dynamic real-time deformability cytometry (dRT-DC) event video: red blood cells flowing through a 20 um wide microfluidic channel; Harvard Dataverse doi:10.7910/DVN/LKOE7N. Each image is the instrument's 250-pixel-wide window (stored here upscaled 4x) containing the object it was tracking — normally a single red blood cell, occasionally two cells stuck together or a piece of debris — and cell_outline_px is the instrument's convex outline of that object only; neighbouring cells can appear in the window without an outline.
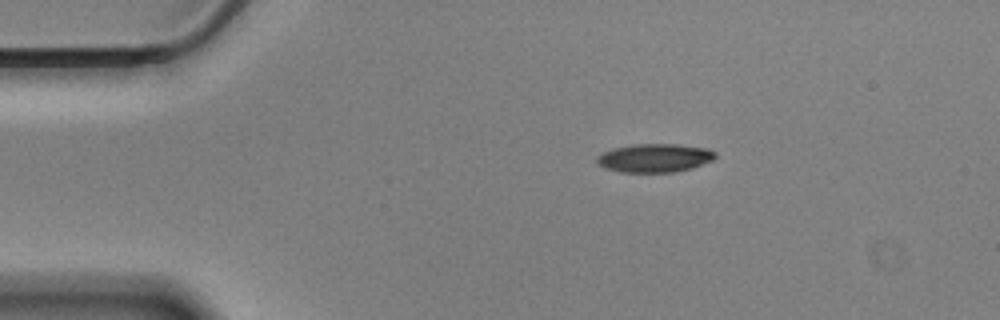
{"species": "Egyptian fruit bat (a non-hibernating species)", "species_latin": "Rousettus aegyptiacus", "temperature_condition": "cold", "stored_images_in_passage": 48, "camera_frame_rate_fps": 3000, "um_per_image_px": 0.085, "animal": {"sex": "male"}, "frame": {"image": 1, "passage_image": 1, "time_ms": 0.0, "image_size_px": [1000, 320], "cell_outline_px": [[716, 156], [712, 160], [692, 168], [676, 172], [620, 172], [604, 168], [596, 160], [596, 156], [612, 148], [632, 144], [676, 144], [708, 148], [716, 152]], "centroid_in_image_um": [55.64, 13.42], "position_along_channel_um": 29.4, "area_um2": 19.77}}
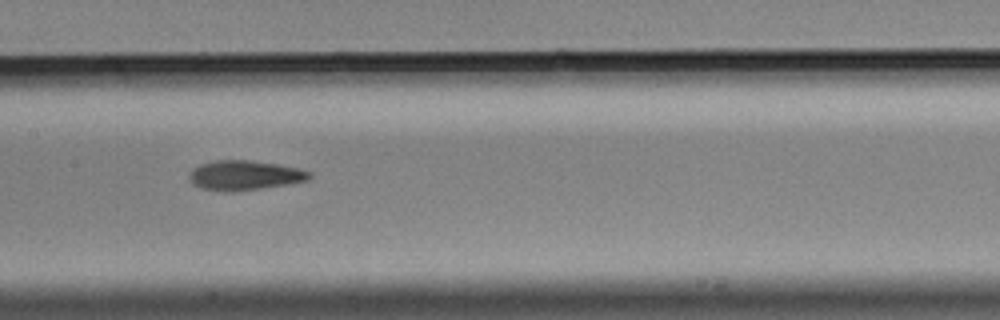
{"frame": {"image": 2, "passage_image": 19, "time_ms": 6.0, "image_size_px": [1000, 320], "cell_outline_px": [[312, 176], [308, 180], [288, 184], [232, 192], [224, 192], [200, 188], [192, 184], [188, 176], [192, 168], [200, 164], [216, 160], [252, 160], [280, 164], [312, 172]], "centroid_in_image_um": [20.76, 14.9], "position_along_channel_um": 186.6, "area_um2": 20.98}}
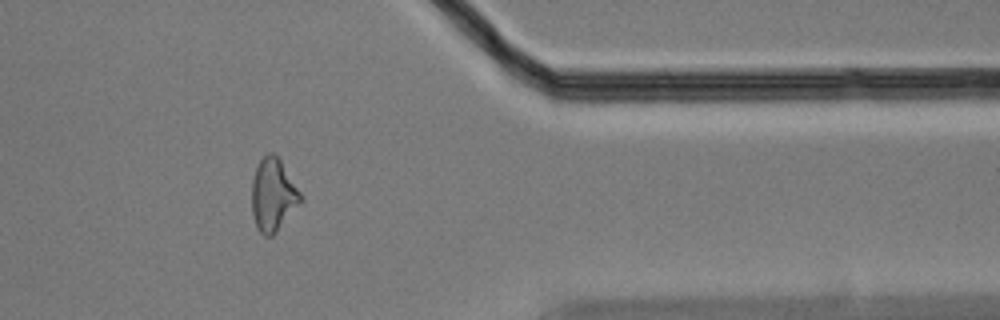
{"frame": {"image": 3, "passage_image": 38, "time_ms": 12.333, "image_size_px": [1000, 320], "cell_outline_px": [[304, 200], [276, 232], [272, 236], [264, 236], [256, 228], [252, 212], [252, 180], [256, 164], [268, 152], [272, 152], [280, 160], [300, 192]], "centroid_in_image_um": [23.2, 16.58], "position_along_channel_um": 388.2, "area_um2": 20.69}, "authors_computed_cell_mechanics": {"area_um2": 20.3745, "velocity_mm_per_s": 3.467, "shape_relaxation_time_tau1_ms": 5.3821, "shape_relaxation_time_tau2_ms": 3.9462, "deformation_change_tau1": 0.1712, "deformation_change_tau2": 0.1195}}